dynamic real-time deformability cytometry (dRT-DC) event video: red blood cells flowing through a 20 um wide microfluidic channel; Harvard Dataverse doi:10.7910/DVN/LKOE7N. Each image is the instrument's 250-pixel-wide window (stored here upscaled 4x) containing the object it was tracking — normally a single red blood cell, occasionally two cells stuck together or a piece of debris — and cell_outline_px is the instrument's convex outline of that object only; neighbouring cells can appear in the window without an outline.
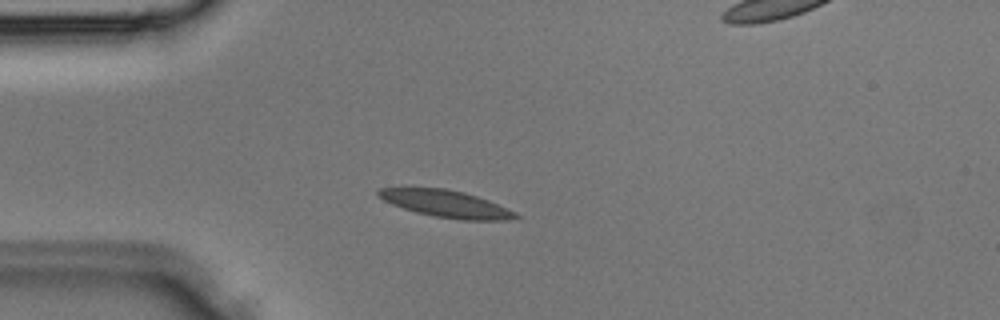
{"species": "Egyptian fruit bat (a non-hibernating species)", "species_latin": "Rousettus aegyptiacus", "temperature_condition": "room temperature", "stored_images_in_passage": 31, "camera_frame_rate_fps": 3000, "um_per_image_px": 0.085, "animal": {"sex": "male"}, "frame": {"image": 1, "passage_image": 4, "time_ms": 1.0, "image_size_px": [1000, 320], "cell_outline_px": [[520, 216], [508, 220], [460, 220], [432, 216], [416, 212], [392, 204], [376, 196], [376, 192], [380, 188], [404, 184], [444, 188], [464, 192], [488, 200], [516, 212]], "centroid_in_image_um": [37.78, 17.27], "position_along_channel_um": 47.2, "area_um2": 22.43}}
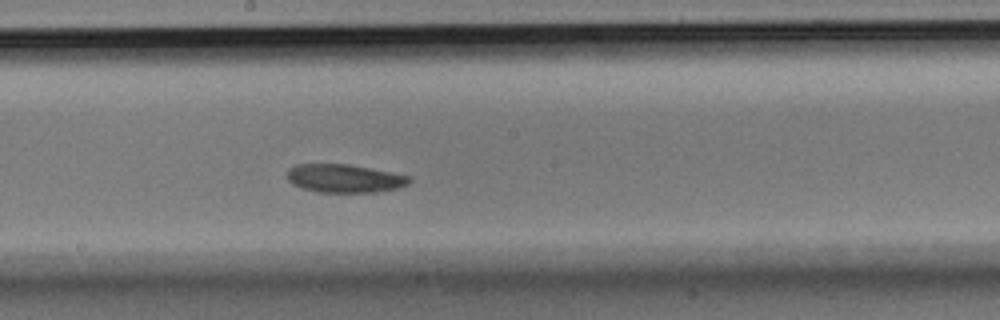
{"frame": {"image": 2, "passage_image": 14, "time_ms": 4.333, "image_size_px": [1000, 320], "cell_outline_px": [[412, 180], [408, 184], [400, 188], [376, 192], [320, 192], [304, 188], [292, 184], [288, 180], [288, 168], [296, 164], [348, 164], [412, 176]], "centroid_in_image_um": [29.32, 15.16], "position_along_channel_um": 218.9, "area_um2": 20.17}}
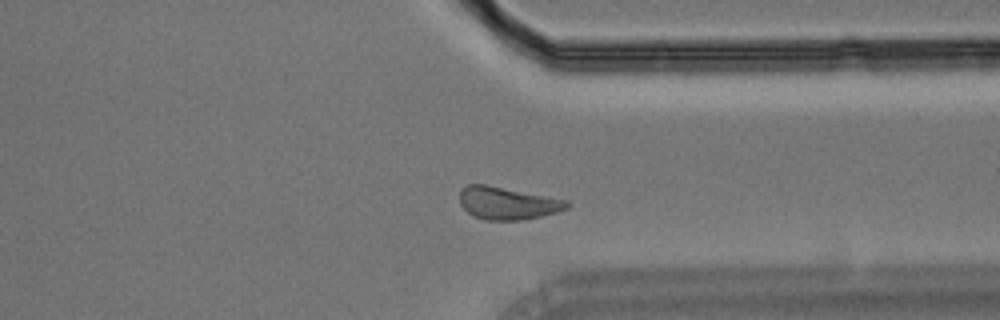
{"frame": {"image": 3, "passage_image": 22, "time_ms": 7.0, "image_size_px": [1000, 320], "cell_outline_px": [[572, 204], [568, 208], [556, 212], [540, 216], [520, 220], [484, 220], [472, 216], [460, 204], [460, 188], [468, 184], [484, 184], [568, 200]], "centroid_in_image_um": [43.12, 17.27], "position_along_channel_um": 368.3, "area_um2": 20.35}}